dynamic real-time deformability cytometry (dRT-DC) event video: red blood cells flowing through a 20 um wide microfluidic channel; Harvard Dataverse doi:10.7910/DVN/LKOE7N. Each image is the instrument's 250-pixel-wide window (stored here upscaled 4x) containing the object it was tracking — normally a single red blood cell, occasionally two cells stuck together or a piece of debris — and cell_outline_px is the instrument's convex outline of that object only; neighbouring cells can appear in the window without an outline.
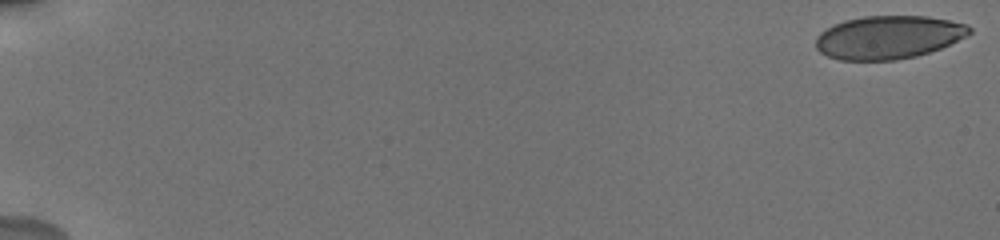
{"species": "human", "species_latin": "Homo sapiens", "temperature_condition": "cold", "stored_images_in_passage": 12, "camera_frame_rate_fps": 3000, "um_per_image_px": 0.085, "donor": {"sex": "male"}, "frame": {"image": 1, "passage_image": 1, "time_ms": 0.0, "image_size_px": [1000, 240], "cell_outline_px": [[972, 32], [940, 48], [916, 56], [896, 60], [840, 60], [828, 56], [820, 52], [816, 48], [816, 36], [820, 32], [844, 20], [864, 16], [928, 16], [968, 24], [972, 28]], "centroid_in_image_um": [75.5, 3.16], "position_along_channel_um": 9.5, "area_um2": 38.49}}
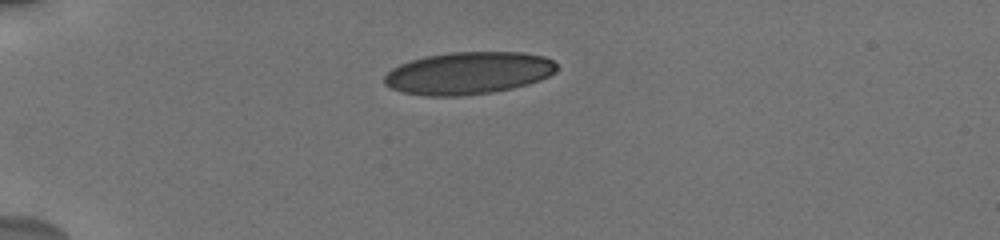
{"frame": {"image": 2, "passage_image": 9, "time_ms": 5.0, "image_size_px": [1000, 240], "cell_outline_px": [[556, 72], [540, 80], [528, 84], [512, 88], [492, 92], [460, 96], [428, 96], [400, 92], [384, 84], [384, 76], [392, 68], [400, 64], [424, 56], [452, 52], [524, 52], [544, 56], [552, 60], [556, 64]], "centroid_in_image_um": [39.81, 6.21], "position_along_channel_um": 45.2, "area_um2": 42.66}}
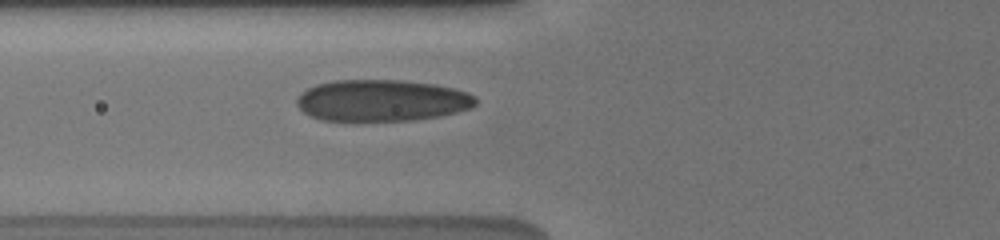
{"frame": {"image": 3, "passage_image": 12, "time_ms": 7.333, "image_size_px": [1000, 240], "cell_outline_px": [[476, 104], [472, 108], [440, 116], [412, 120], [320, 120], [308, 116], [296, 104], [296, 100], [308, 88], [316, 84], [332, 80], [400, 80], [436, 84], [468, 92], [476, 96]], "centroid_in_image_um": [32.47, 8.53], "position_along_channel_um": 93.3, "area_um2": 43.35}}